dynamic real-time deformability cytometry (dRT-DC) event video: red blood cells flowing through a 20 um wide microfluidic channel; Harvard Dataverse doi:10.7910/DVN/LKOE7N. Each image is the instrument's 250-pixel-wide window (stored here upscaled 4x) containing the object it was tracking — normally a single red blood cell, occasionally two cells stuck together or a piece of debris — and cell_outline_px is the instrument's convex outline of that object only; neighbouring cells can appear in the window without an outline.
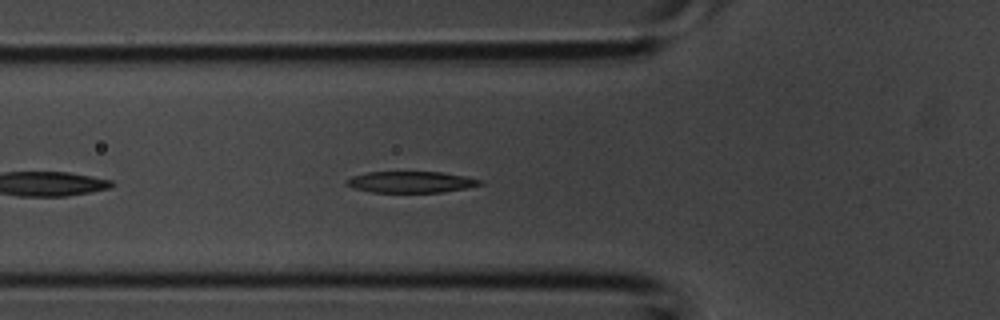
{"species": "common noctule bat (a hibernating species)", "species_latin": "Nyctalus noctula", "temperature_condition": "room temperature", "stored_images_in_passage": 32, "camera_frame_rate_fps": 3000, "um_per_image_px": 0.085, "animal": {"sex": "male", "body_mass_g": 20.1, "forearm_length_mm": 53.5}, "frame": {"image": 1, "passage_image": 12, "time_ms": 3.667, "image_size_px": [1000, 320], "cell_outline_px": [[484, 184], [468, 188], [444, 192], [372, 192], [352, 188], [344, 184], [344, 180], [352, 176], [368, 172], [440, 172], [464, 176], [484, 180]], "centroid_in_image_um": [34.93, 15.47], "position_along_channel_um": 90.9, "area_um2": 16.76}}
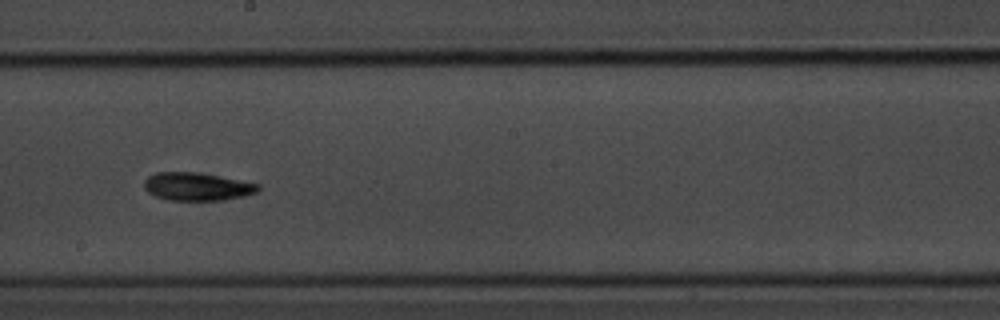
{"frame": {"image": 2, "passage_image": 20, "time_ms": 6.333, "image_size_px": [1000, 320], "cell_outline_px": [[260, 188], [256, 192], [244, 196], [224, 200], [168, 200], [156, 196], [148, 192], [144, 188], [144, 180], [148, 176], [156, 172], [196, 172], [240, 180], [260, 184]], "centroid_in_image_um": [16.73, 15.86], "position_along_channel_um": 231.5, "area_um2": 18.55}}
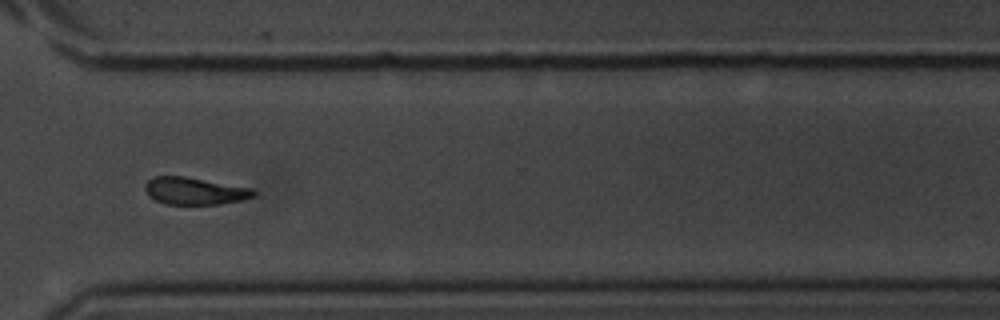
{"frame": {"image": 3, "passage_image": 27, "time_ms": 8.667, "image_size_px": [1000, 320], "cell_outline_px": [[256, 196], [240, 200], [220, 204], [164, 204], [148, 196], [144, 188], [144, 184], [152, 176], [184, 176], [252, 188], [256, 192]], "centroid_in_image_um": [16.51, 16.23], "position_along_channel_um": 354.1, "area_um2": 17.28}}